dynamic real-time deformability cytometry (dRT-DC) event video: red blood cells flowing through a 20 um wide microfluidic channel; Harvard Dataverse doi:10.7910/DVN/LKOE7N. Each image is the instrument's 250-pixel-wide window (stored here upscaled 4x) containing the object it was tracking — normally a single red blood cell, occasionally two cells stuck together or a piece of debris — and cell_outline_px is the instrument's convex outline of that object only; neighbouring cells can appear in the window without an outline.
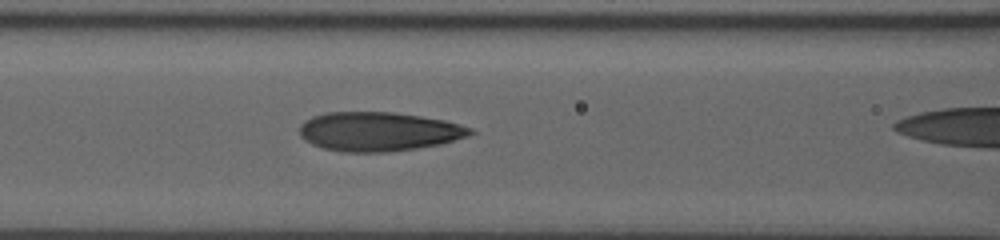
{"species": "human", "species_latin": "Homo sapiens", "temperature_condition": "room temperature", "stored_images_in_passage": 10, "segment_of_instrument_passage": [1, 2], "camera_frame_rate_fps": 3000, "um_per_image_px": 0.085, "donor": {"sex": "male"}, "frame": {"image": 1, "passage_image": 6, "time_ms": 2.0, "image_size_px": [1000, 240], "cell_outline_px": [[476, 132], [468, 136], [440, 144], [416, 148], [388, 152], [344, 152], [324, 148], [312, 144], [304, 140], [300, 136], [300, 124], [304, 120], [312, 116], [324, 112], [392, 112], [420, 116], [444, 120], [460, 124], [472, 128]], "centroid_in_image_um": [32.17, 11.17], "position_along_channel_um": 134.4, "area_um2": 39.02}}
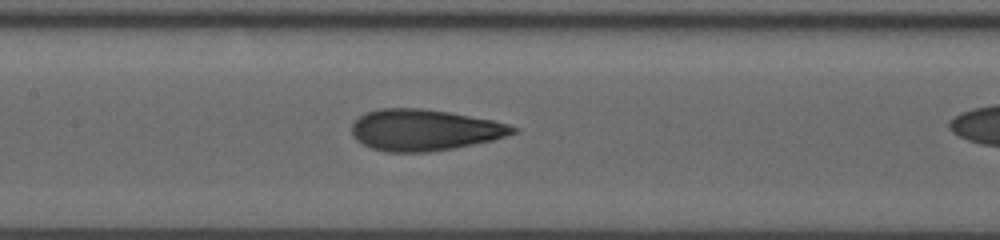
{"frame": {"image": 2, "passage_image": 9, "time_ms": 3.0, "image_size_px": [1000, 240], "cell_outline_px": [[520, 132], [492, 140], [452, 148], [428, 152], [388, 152], [372, 148], [356, 140], [352, 136], [352, 124], [364, 112], [376, 108], [424, 108], [448, 112], [492, 120], [508, 124], [520, 128]], "centroid_in_image_um": [36.07, 11.04], "position_along_channel_um": 171.3, "area_um2": 38.84}}